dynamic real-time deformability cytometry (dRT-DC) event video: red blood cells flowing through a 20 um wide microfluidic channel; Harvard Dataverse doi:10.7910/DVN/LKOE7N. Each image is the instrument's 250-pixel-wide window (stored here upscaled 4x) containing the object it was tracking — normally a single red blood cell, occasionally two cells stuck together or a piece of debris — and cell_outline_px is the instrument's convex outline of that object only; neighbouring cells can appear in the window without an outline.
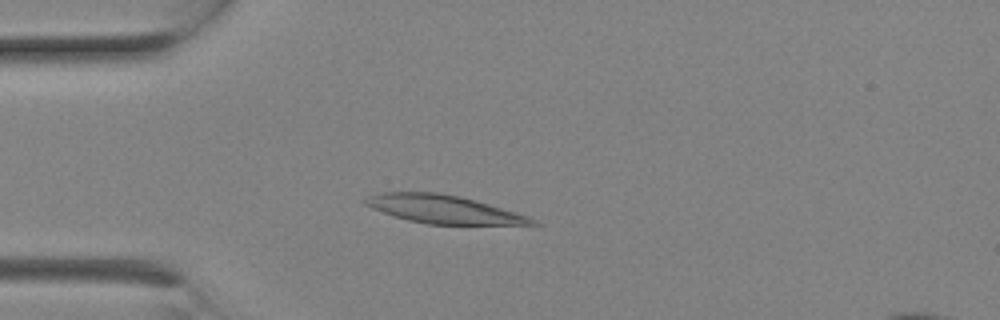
{"species": "Egyptian fruit bat (a non-hibernating species)", "species_latin": "Rousettus aegyptiacus", "temperature_condition": "room temperature", "stored_images_in_passage": 7, "camera_frame_rate_fps": 3000, "um_per_image_px": 0.085, "animal": {"sex": "female"}, "frame": {"image": 1, "passage_image": 5, "time_ms": 1.333, "image_size_px": [1000, 320], "cell_outline_px": [[544, 224], [428, 224], [408, 220], [372, 208], [364, 204], [364, 200], [368, 196], [384, 192], [440, 192], [460, 196], [476, 200], [516, 212], [528, 216]], "centroid_in_image_um": [37.72, 17.78], "position_along_channel_um": 47.3, "area_um2": 27.11}}
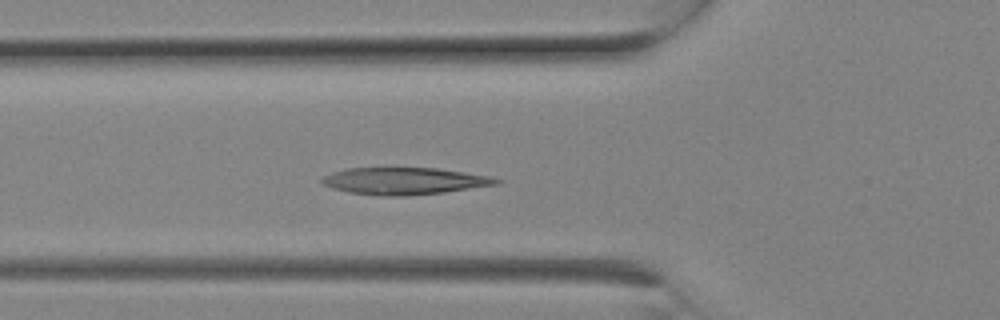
{"frame": {"image": 2, "passage_image": 7, "time_ms": 2.0, "image_size_px": [1000, 320], "cell_outline_px": [[504, 180], [500, 184], [444, 192], [404, 196], [384, 196], [348, 192], [324, 184], [320, 180], [324, 176], [332, 172], [348, 168], [436, 168], [488, 176]], "centroid_in_image_um": [34.4, 15.38], "position_along_channel_um": 91.4, "area_um2": 27.17}}